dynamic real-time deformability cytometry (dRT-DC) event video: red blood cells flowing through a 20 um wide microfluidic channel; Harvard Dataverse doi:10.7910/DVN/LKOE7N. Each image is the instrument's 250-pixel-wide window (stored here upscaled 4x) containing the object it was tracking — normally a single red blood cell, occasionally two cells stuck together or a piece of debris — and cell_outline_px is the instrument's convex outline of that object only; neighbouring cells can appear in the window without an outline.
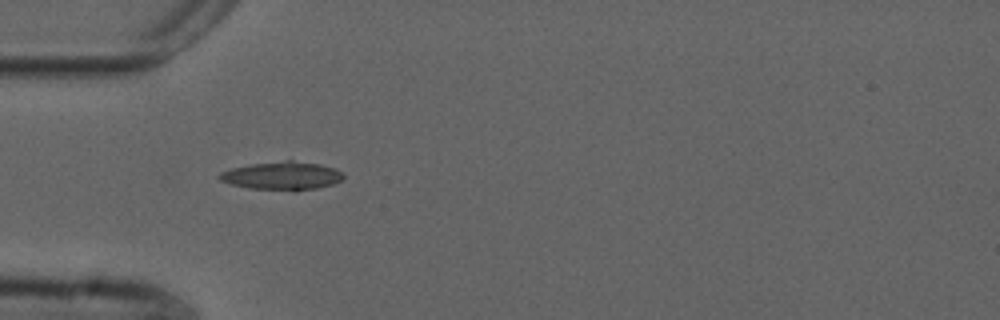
{"species": "common noctule bat (a hibernating species)", "species_latin": "Nyctalus noctula", "temperature_condition": "cold", "stored_images_in_passage": 7, "camera_frame_rate_fps": 3000, "um_per_image_px": 0.085, "animal": {"sex": "male", "forearm_length_mm": 52.5}, "frame": {"image": 1, "passage_image": 1, "time_ms": 0.0, "image_size_px": [1000, 320], "cell_outline_px": [[344, 180], [332, 184], [316, 188], [296, 192], [292, 192], [248, 188], [232, 184], [220, 180], [216, 176], [220, 172], [232, 168], [252, 164], [284, 160], [292, 160], [320, 164], [336, 168], [344, 172]], "centroid_in_image_um": [24.02, 14.95], "position_along_channel_um": 61.0, "area_um2": 20.87}}
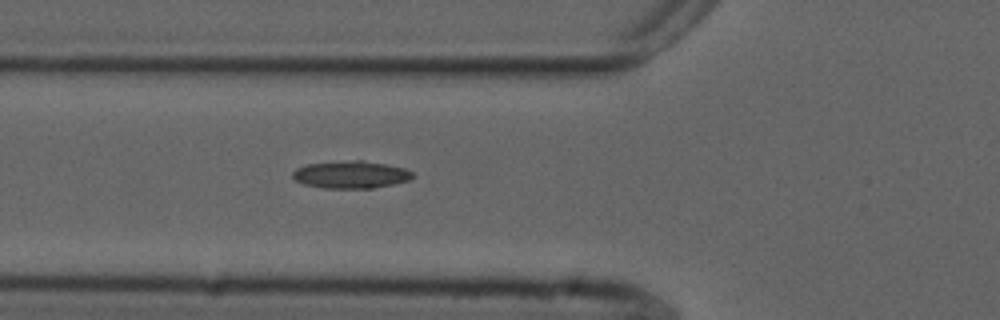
{"frame": {"image": 2, "passage_image": 4, "time_ms": 1.0, "image_size_px": [1000, 320], "cell_outline_px": [[416, 176], [408, 180], [392, 184], [372, 188], [324, 188], [304, 184], [296, 180], [292, 176], [292, 172], [296, 168], [308, 164], [352, 160], [364, 160], [404, 168], [412, 172]], "centroid_in_image_um": [29.82, 14.84], "position_along_channel_um": 96.0, "area_um2": 19.02}}
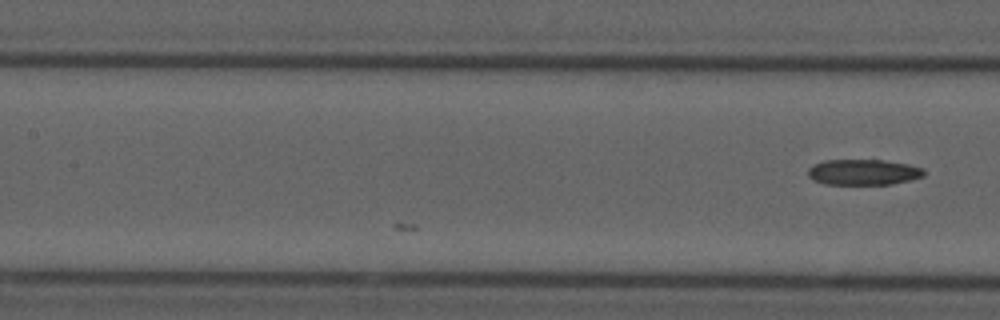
{"frame": {"image": 3, "passage_image": 7, "time_ms": 2.0, "image_size_px": [1000, 320], "cell_outline_px": [[924, 176], [892, 184], [824, 184], [812, 180], [808, 176], [808, 168], [812, 164], [824, 160], [880, 160], [908, 164], [924, 168]], "centroid_in_image_um": [73.34, 14.63], "position_along_channel_um": 134.1, "area_um2": 17.4}}